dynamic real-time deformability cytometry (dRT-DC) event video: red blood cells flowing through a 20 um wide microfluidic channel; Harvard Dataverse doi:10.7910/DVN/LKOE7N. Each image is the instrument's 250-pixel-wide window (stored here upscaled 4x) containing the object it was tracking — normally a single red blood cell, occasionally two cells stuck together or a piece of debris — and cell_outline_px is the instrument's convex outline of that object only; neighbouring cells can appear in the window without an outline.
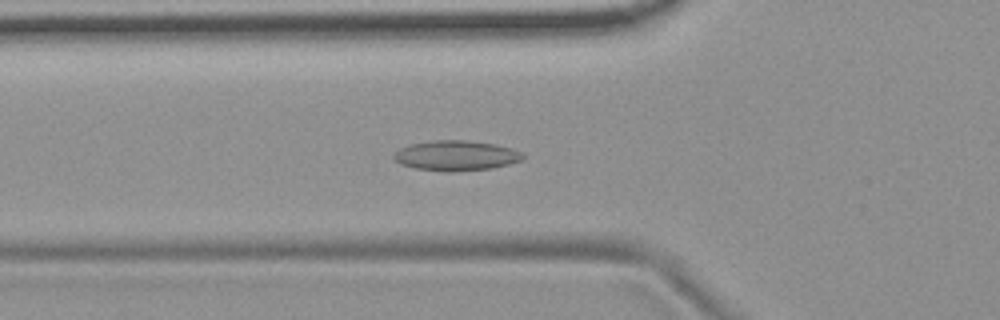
{"species": "common noctule bat (a hibernating species)", "species_latin": "Nyctalus noctula", "temperature_condition": "room temperature", "stored_images_in_passage": 56, "camera_frame_rate_fps": 3000, "um_per_image_px": 0.085, "animal": {"sex": "female", "body_mass_g": 19.9}, "frame": {"image": 1, "passage_image": 20, "time_ms": 6.333, "image_size_px": [1000, 320], "cell_outline_px": [[524, 160], [492, 168], [452, 172], [444, 172], [416, 168], [400, 164], [392, 156], [400, 148], [412, 144], [432, 140], [468, 140], [496, 144], [512, 148], [524, 152]], "centroid_in_image_um": [38.81, 13.22], "position_along_channel_um": 87.0, "area_um2": 22.83}}
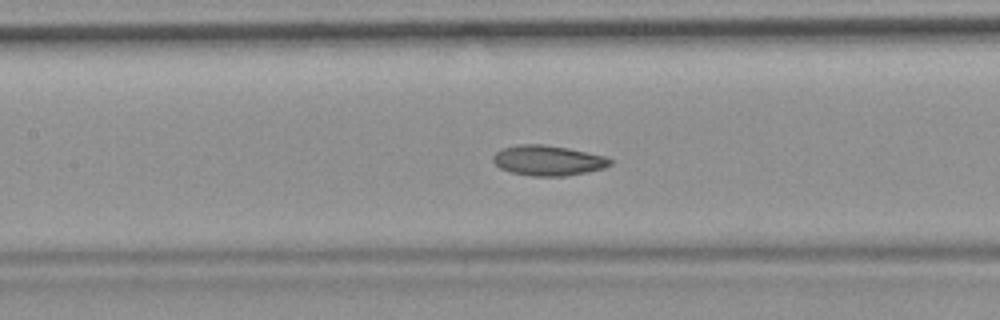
{"frame": {"image": 2, "passage_image": 26, "time_ms": 8.333, "image_size_px": [1000, 320], "cell_outline_px": [[612, 164], [604, 168], [588, 172], [568, 176], [532, 176], [512, 172], [500, 168], [492, 160], [492, 156], [500, 148], [516, 144], [544, 144], [568, 148], [608, 156], [612, 160]], "centroid_in_image_um": [46.6, 13.63], "position_along_channel_um": 160.8, "area_um2": 20.92}}
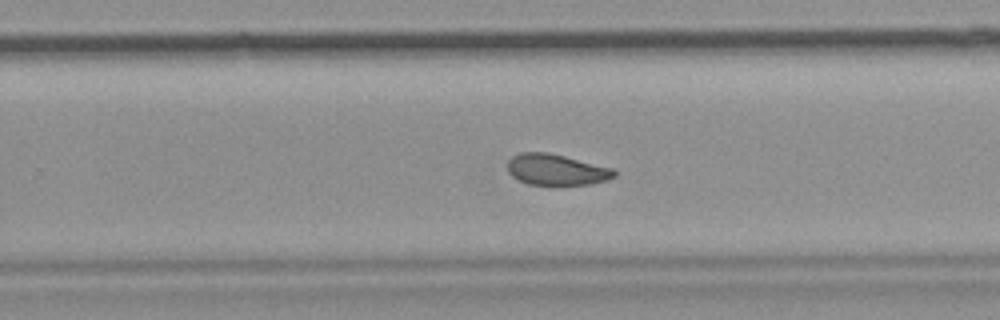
{"frame": {"image": 3, "passage_image": 36, "time_ms": 11.667, "image_size_px": [1000, 320], "cell_outline_px": [[616, 176], [608, 180], [588, 184], [556, 188], [552, 188], [528, 184], [512, 176], [508, 172], [508, 160], [512, 156], [520, 152], [548, 152], [612, 168], [616, 172]], "centroid_in_image_um": [47.27, 14.47], "position_along_channel_um": 282.5, "area_um2": 20.0}, "authors_computed_cell_mechanics": {"area_um2": 20.7502, "velocity_mm_per_s": 3.6742, "shape_relaxation_time_tau1_ms": null, "shape_relaxation_time_tau2_ms": 3.5589, "deformation_change_tau1": null, "deformation_change_tau2": 0.0629}}